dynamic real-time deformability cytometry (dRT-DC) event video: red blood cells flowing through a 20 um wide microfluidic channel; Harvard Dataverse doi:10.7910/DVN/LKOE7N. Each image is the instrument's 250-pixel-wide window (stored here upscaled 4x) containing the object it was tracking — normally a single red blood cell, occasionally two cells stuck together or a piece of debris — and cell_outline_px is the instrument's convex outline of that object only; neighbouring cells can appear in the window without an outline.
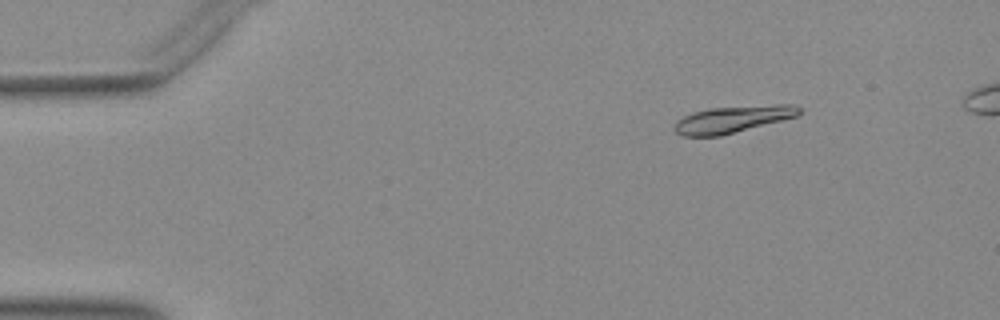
{"species": "Egyptian fruit bat (a non-hibernating species)", "species_latin": "Rousettus aegyptiacus", "temperature_condition": "warm", "stored_images_in_passage": 45, "camera_frame_rate_fps": 3000, "um_per_image_px": 0.085, "animal": {"sex": "female"}, "frame": {"image": 1, "passage_image": 2, "time_ms": 0.333, "image_size_px": [1000, 320], "cell_outline_px": [[804, 112], [800, 116], [720, 136], [684, 136], [676, 132], [672, 128], [676, 120], [692, 112], [708, 108], [776, 104], [796, 104], [804, 108]], "centroid_in_image_um": [62.36, 10.12], "position_along_channel_um": 22.6, "area_um2": 20.06}}
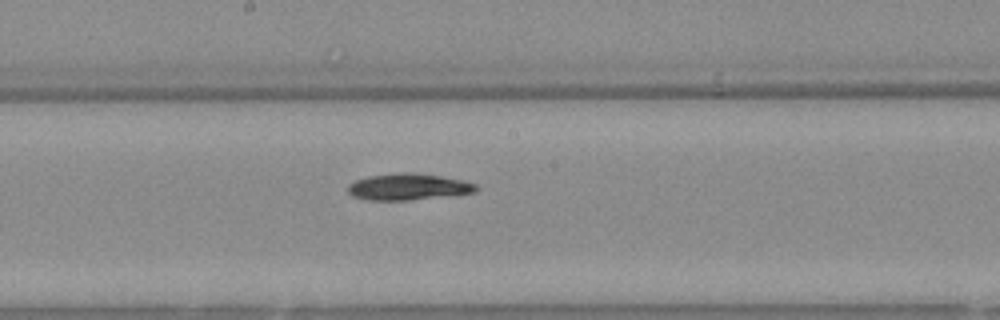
{"frame": {"image": 2, "passage_image": 23, "time_ms": 7.333, "image_size_px": [1000, 320], "cell_outline_px": [[480, 188], [476, 192], [408, 200], [368, 200], [352, 196], [348, 192], [348, 184], [356, 180], [368, 176], [404, 172], [408, 172], [440, 176], [460, 180], [476, 184]], "centroid_in_image_um": [34.67, 15.88], "position_along_channel_um": 213.5, "area_um2": 19.54}}
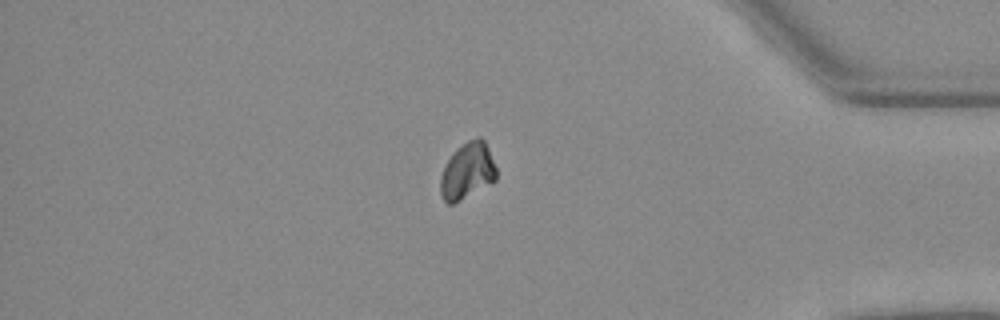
{"frame": {"image": 3, "passage_image": 39, "time_ms": 12.667, "image_size_px": [1000, 320], "cell_outline_px": [[496, 180], [452, 204], [448, 204], [440, 196], [440, 176], [448, 160], [456, 148], [468, 140], [476, 136], [480, 136], [484, 140], [488, 148], [496, 168]], "centroid_in_image_um": [39.71, 14.51], "position_along_channel_um": 395.5, "area_um2": 18.21}}